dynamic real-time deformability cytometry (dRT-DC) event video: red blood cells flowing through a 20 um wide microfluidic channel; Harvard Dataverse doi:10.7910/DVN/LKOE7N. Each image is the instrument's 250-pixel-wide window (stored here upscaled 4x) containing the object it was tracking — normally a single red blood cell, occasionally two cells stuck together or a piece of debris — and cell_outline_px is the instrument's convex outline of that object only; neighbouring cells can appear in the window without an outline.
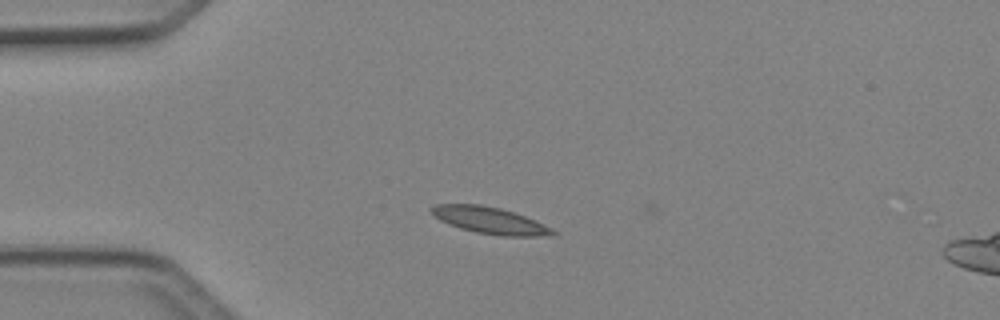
{"species": "Egyptian fruit bat (a non-hibernating species)", "species_latin": "Rousettus aegyptiacus", "temperature_condition": "cold", "stored_images_in_passage": 4, "camera_frame_rate_fps": 3000, "um_per_image_px": 0.085, "animal": {"sex": "female"}, "frame": {"image": 1, "passage_image": 1, "time_ms": 0.0, "image_size_px": [1000, 320], "cell_outline_px": [[556, 236], [500, 236], [476, 232], [460, 228], [448, 224], [440, 220], [428, 208], [436, 204], [480, 204], [500, 208], [536, 220], [552, 228], [556, 232]], "centroid_in_image_um": [41.67, 18.74], "position_along_channel_um": 43.3, "area_um2": 18.9}}